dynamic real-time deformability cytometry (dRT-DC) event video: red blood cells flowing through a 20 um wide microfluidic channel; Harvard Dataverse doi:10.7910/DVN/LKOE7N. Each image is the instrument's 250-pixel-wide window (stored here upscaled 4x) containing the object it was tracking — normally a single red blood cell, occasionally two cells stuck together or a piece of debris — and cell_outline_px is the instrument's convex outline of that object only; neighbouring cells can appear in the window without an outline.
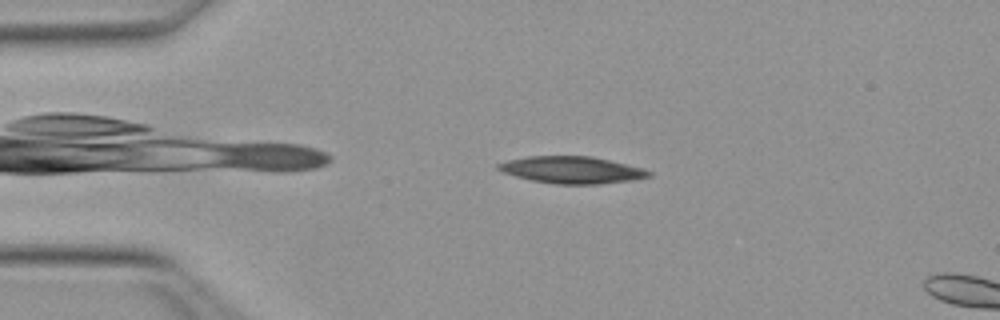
{"species": "Egyptian fruit bat (a non-hibernating species)", "species_latin": "Rousettus aegyptiacus", "temperature_condition": "warm", "stored_images_in_passage": 35, "camera_frame_rate_fps": 3000, "um_per_image_px": 0.085, "animal": {"sex": "female"}, "frame": {"image": 1, "passage_image": 5, "time_ms": 1.333, "image_size_px": [1000, 320], "cell_outline_px": [[652, 176], [632, 180], [600, 184], [556, 184], [532, 180], [516, 176], [504, 172], [496, 168], [496, 164], [508, 160], [528, 156], [592, 156], [644, 168], [652, 172]], "centroid_in_image_um": [48.64, 14.44], "position_along_channel_um": 36.4, "area_um2": 23.64}}
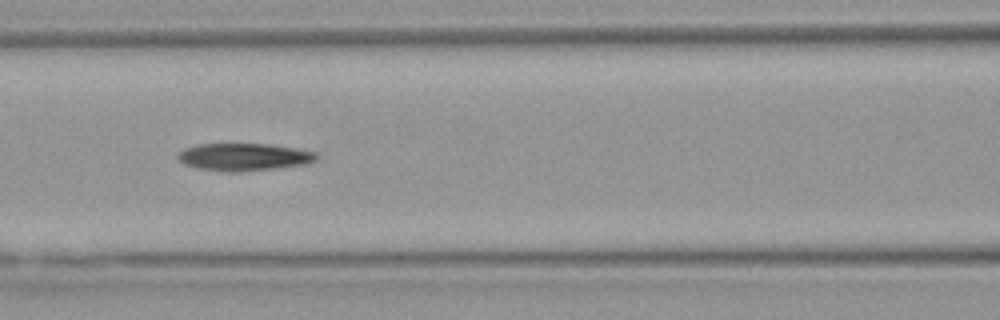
{"frame": {"image": 2, "passage_image": 16, "time_ms": 5.0, "image_size_px": [1000, 320], "cell_outline_px": [[320, 156], [316, 160], [308, 164], [276, 168], [240, 172], [224, 172], [196, 168], [184, 164], [176, 156], [184, 148], [200, 144], [272, 144], [296, 148], [316, 152]], "centroid_in_image_um": [20.77, 13.35], "position_along_channel_um": 145.8, "area_um2": 22.43}}
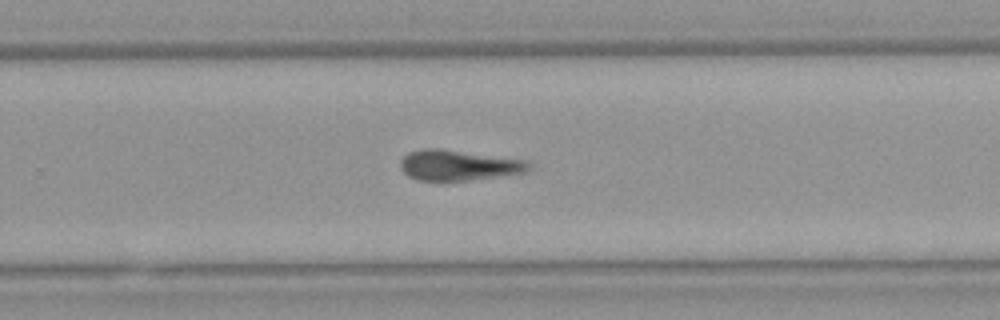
{"frame": {"image": 3, "passage_image": 27, "time_ms": 8.667, "image_size_px": [1000, 320], "cell_outline_px": [[532, 168], [524, 172], [500, 176], [468, 180], [416, 180], [408, 176], [400, 168], [400, 160], [408, 152], [424, 148], [440, 148], [528, 160], [532, 164]], "centroid_in_image_um": [38.98, 14.03], "position_along_channel_um": 290.8, "area_um2": 22.95}, "authors_computed_cell_mechanics": {"area_um2": 23.5824, "velocity_mm_per_s": 3.9788, "shape_relaxation_time_tau1_ms": null, "shape_relaxation_time_tau2_ms": 5.979, "deformation_change_tau1": null, "deformation_change_tau2": 0.1877}}